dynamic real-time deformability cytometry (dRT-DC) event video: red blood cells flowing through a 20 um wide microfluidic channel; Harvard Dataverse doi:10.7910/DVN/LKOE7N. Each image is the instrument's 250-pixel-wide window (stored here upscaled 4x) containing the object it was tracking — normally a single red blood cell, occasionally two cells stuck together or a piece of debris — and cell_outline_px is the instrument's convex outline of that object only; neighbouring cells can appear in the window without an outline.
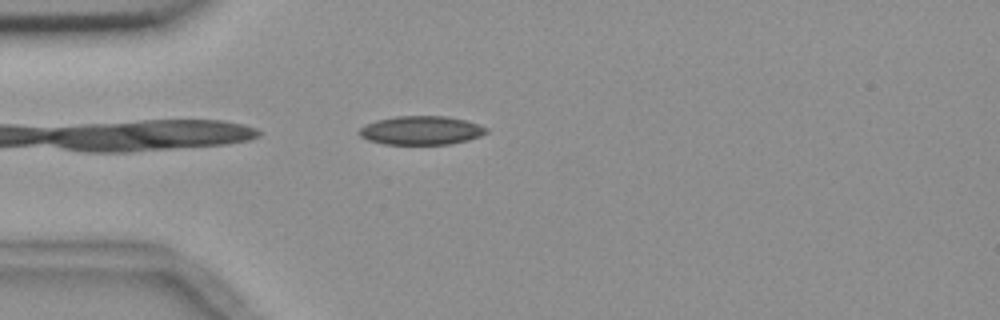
{"species": "common noctule bat (a hibernating species)", "species_latin": "Nyctalus noctula", "temperature_condition": "room temperature", "stored_images_in_passage": 42, "camera_frame_rate_fps": 3000, "um_per_image_px": 0.085, "animal": {"sex": "female", "body_mass_g": 18.4}, "frame": {"image": 1, "passage_image": 2, "time_ms": 0.333, "image_size_px": [1000, 320], "cell_outline_px": [[488, 132], [480, 136], [468, 140], [452, 144], [384, 144], [368, 140], [360, 136], [356, 132], [364, 124], [376, 120], [396, 116], [444, 116], [468, 120], [488, 128]], "centroid_in_image_um": [35.79, 11.08], "position_along_channel_um": 49.2, "area_um2": 21.5}}
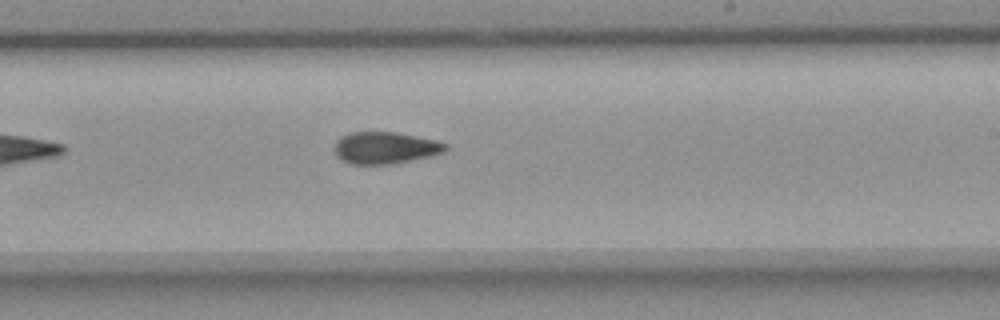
{"frame": {"image": 2, "passage_image": 20, "time_ms": 6.333, "image_size_px": [1000, 320], "cell_outline_px": [[448, 148], [444, 152], [412, 160], [392, 164], [352, 164], [336, 156], [336, 140], [340, 136], [348, 132], [396, 132], [436, 140], [448, 144]], "centroid_in_image_um": [32.75, 12.55], "position_along_channel_um": 256.2, "area_um2": 20.58}}
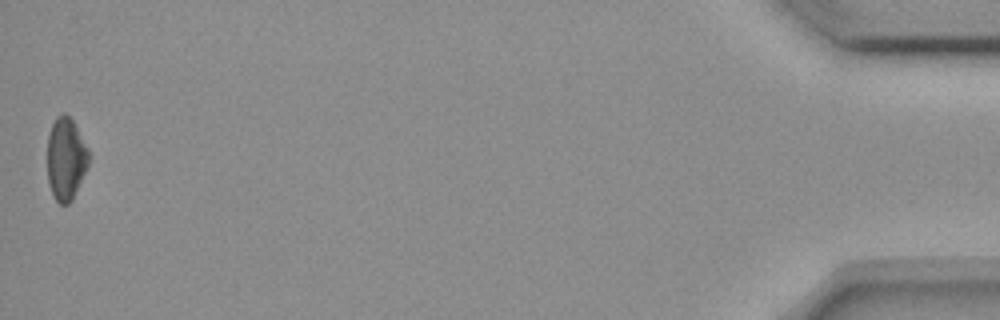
{"frame": {"image": 3, "passage_image": 42, "time_ms": 13.667, "image_size_px": [1000, 320], "cell_outline_px": [[88, 164], [72, 200], [68, 204], [60, 204], [56, 200], [48, 184], [48, 136], [52, 124], [56, 116], [64, 112], [72, 120], [88, 148]], "centroid_in_image_um": [5.58, 13.49], "position_along_channel_um": 429.6, "area_um2": 19.59}, "authors_computed_cell_mechanics": {"area_um2": 20.6924, "velocity_mm_per_s": 3.6634, "shape_relaxation_time_tau1_ms": 9.8438, "shape_relaxation_time_tau2_ms": 5.6116, "deformation_change_tau1": 0.1682, "deformation_change_tau2": 0.1223}}